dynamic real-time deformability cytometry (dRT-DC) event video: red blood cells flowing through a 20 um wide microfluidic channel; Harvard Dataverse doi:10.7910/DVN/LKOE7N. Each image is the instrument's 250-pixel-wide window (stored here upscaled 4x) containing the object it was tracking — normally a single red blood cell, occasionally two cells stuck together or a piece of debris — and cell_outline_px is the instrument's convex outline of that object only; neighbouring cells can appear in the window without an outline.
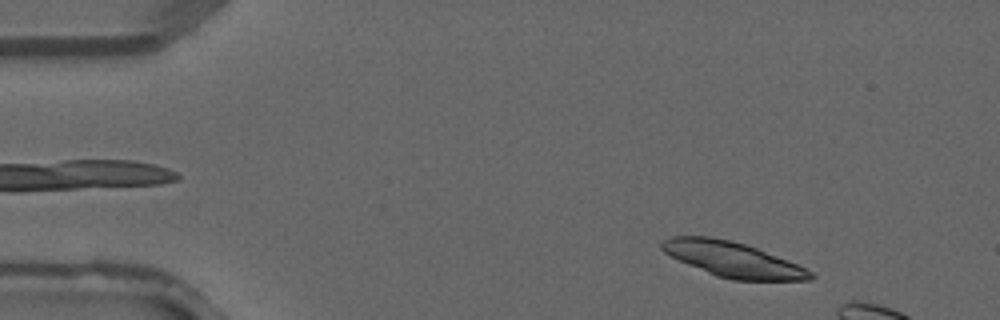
{"species": "common noctule bat (a hibernating species)", "species_latin": "Nyctalus noctula", "temperature_condition": "warm", "stored_images_in_passage": 3, "camera_frame_rate_fps": 3000, "um_per_image_px": 0.085, "animal": {"sex": "male", "forearm_length_mm": 52.5}, "frame": {"image": 1, "passage_image": 1, "time_ms": 0.0, "image_size_px": [1000, 320], "cell_outline_px": [[816, 276], [812, 280], [732, 280], [716, 276], [688, 264], [664, 252], [660, 248], [660, 244], [664, 240], [672, 236], [712, 236], [732, 240], [756, 248], [788, 260], [812, 272]], "centroid_in_image_um": [62.28, 22.05], "position_along_channel_um": 22.7, "area_um2": 30.17}}